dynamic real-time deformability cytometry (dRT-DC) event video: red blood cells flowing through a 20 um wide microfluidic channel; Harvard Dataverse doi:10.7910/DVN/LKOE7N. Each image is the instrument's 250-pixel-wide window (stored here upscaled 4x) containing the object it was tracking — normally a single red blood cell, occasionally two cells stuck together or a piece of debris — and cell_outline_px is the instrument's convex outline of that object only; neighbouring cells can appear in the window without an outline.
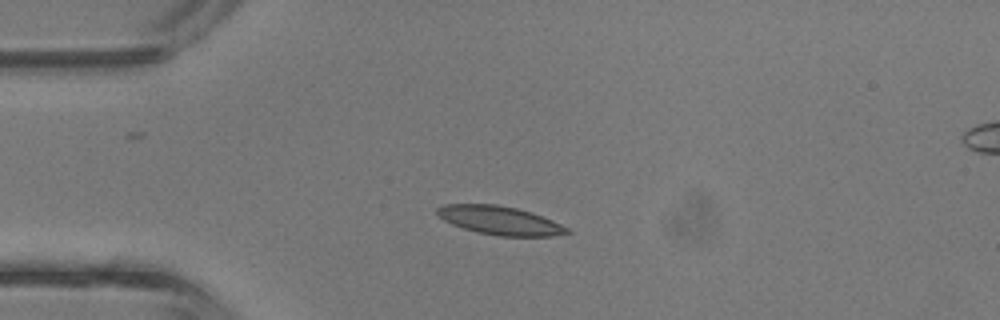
{"species": "common noctule bat (a hibernating species)", "species_latin": "Nyctalus noctula", "temperature_condition": "room temperature", "stored_images_in_passage": 3, "camera_frame_rate_fps": 3000, "um_per_image_px": 0.085, "animal": {"sex": "male", "body_mass_g": 13.3}, "frame": {"image": 1, "passage_image": 2, "time_ms": 0.333, "image_size_px": [1000, 320], "cell_outline_px": [[572, 232], [552, 236], [500, 236], [476, 232], [452, 224], [444, 220], [436, 212], [436, 208], [444, 204], [496, 204], [516, 208], [532, 212], [552, 220], [568, 228]], "centroid_in_image_um": [42.49, 18.73], "position_along_channel_um": 42.5, "area_um2": 21.56}}